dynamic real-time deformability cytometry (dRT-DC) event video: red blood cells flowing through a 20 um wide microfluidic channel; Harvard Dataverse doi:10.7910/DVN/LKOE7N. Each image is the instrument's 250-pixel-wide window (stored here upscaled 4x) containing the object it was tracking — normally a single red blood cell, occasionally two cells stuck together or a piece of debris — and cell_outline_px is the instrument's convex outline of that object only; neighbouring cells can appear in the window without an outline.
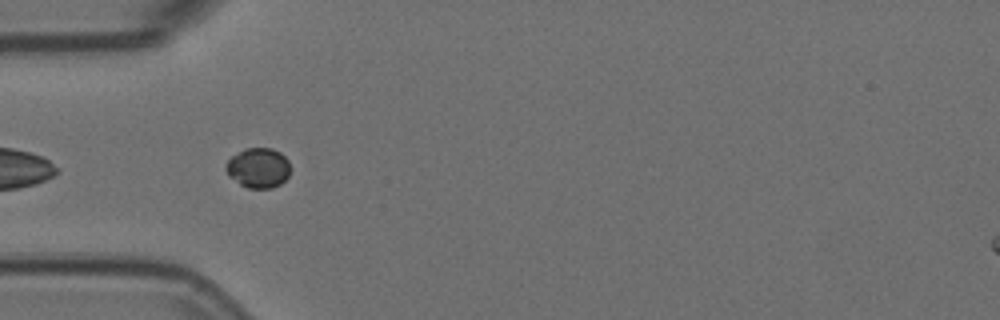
{"species": "Egyptian fruit bat (a non-hibernating species)", "species_latin": "Rousettus aegyptiacus", "temperature_condition": "room temperature", "stored_images_in_passage": 31, "camera_frame_rate_fps": 3000, "um_per_image_px": 0.085, "animal": {"sex": "female"}, "frame": {"image": 1, "passage_image": 3, "time_ms": 0.667, "image_size_px": [1000, 320], "cell_outline_px": [[288, 176], [280, 184], [272, 188], [248, 188], [240, 184], [228, 176], [224, 168], [224, 164], [232, 156], [244, 148], [272, 148], [280, 152], [288, 160]], "centroid_in_image_um": [21.91, 14.26], "position_along_channel_um": 63.1, "area_um2": 15.03}}
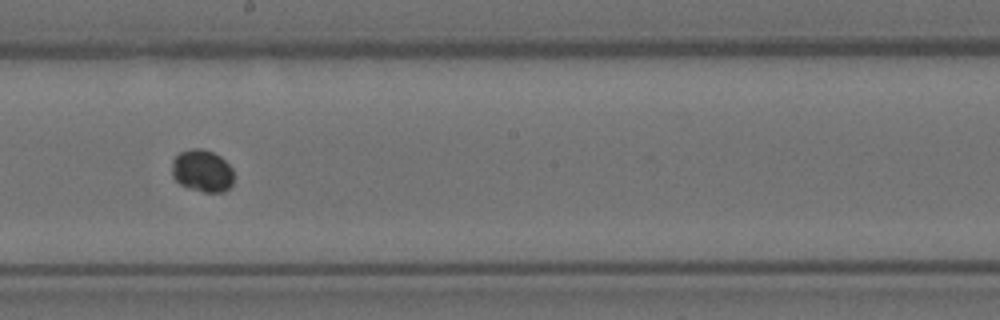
{"frame": {"image": 2, "passage_image": 17, "time_ms": 5.333, "image_size_px": [1000, 320], "cell_outline_px": [[232, 184], [224, 192], [204, 192], [188, 188], [180, 184], [172, 176], [172, 160], [180, 152], [192, 148], [200, 148], [212, 152], [220, 156], [232, 168]], "centroid_in_image_um": [17.17, 14.52], "position_along_channel_um": 231.0, "area_um2": 15.2}}
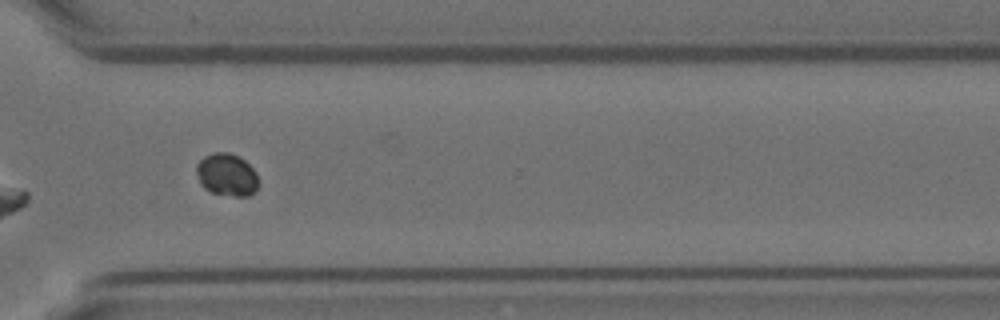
{"frame": {"image": 3, "passage_image": 27, "time_ms": 8.667, "image_size_px": [1000, 320], "cell_outline_px": [[256, 192], [248, 196], [236, 196], [212, 192], [204, 188], [200, 184], [196, 172], [196, 164], [204, 156], [216, 152], [228, 152], [244, 160], [256, 172]], "centroid_in_image_um": [19.25, 14.85], "position_along_channel_um": 351.4, "area_um2": 15.14}}